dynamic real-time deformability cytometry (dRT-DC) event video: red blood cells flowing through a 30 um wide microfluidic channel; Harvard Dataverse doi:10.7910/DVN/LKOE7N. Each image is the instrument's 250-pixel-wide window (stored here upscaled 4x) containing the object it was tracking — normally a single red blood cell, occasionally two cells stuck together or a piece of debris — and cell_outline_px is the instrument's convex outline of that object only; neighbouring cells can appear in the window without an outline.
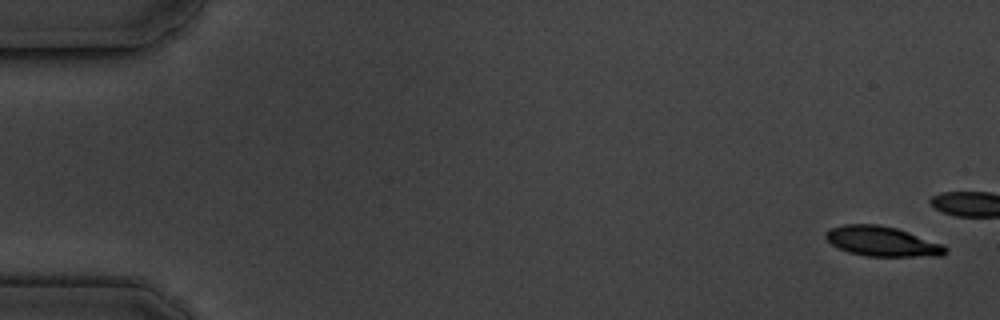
{"species": "common noctule bat (a hibernating species)", "species_latin": "Nyctalus noctula", "temperature_condition": "cold", "stored_images_in_passage": 6, "camera_frame_rate_fps": 3000, "um_per_image_px": 0.085, "animal": {"sex": "male", "body_mass_g": 19.5, "forearm_length_mm": 54.6}, "frame": {"image": 1, "passage_image": 1, "time_ms": 0.0, "image_size_px": [1000, 320], "cell_outline_px": [[948, 252], [944, 256], [868, 256], [848, 252], [832, 244], [824, 236], [824, 232], [832, 228], [844, 224], [880, 224], [896, 228], [944, 244], [948, 248]], "centroid_in_image_um": [75.02, 20.52], "position_along_channel_um": 10.0, "area_um2": 20.92}}